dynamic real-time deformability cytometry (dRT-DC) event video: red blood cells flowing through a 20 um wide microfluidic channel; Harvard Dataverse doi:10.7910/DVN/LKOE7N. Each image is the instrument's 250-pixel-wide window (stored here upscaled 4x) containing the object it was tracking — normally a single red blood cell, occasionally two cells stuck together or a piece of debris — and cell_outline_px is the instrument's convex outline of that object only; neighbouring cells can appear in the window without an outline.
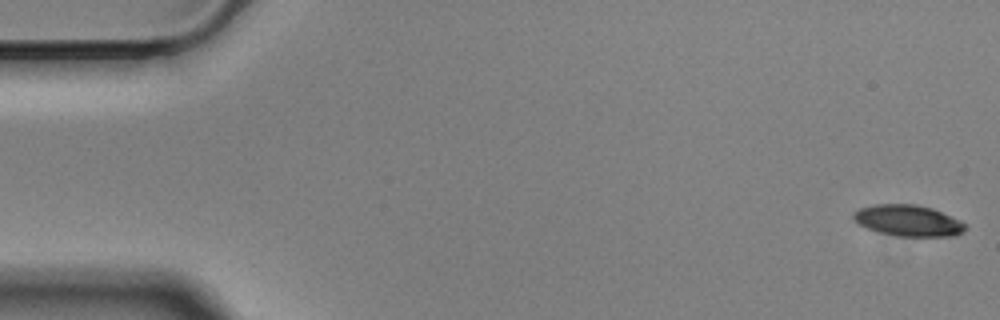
{"species": "Egyptian fruit bat (a non-hibernating species)", "species_latin": "Rousettus aegyptiacus", "temperature_condition": "cold", "stored_images_in_passage": 13, "camera_frame_rate_fps": 3000, "um_per_image_px": 0.085, "animal": {"sex": "male"}, "frame": {"image": 1, "passage_image": 1, "time_ms": 0.0, "image_size_px": [1000, 320], "cell_outline_px": [[964, 228], [960, 232], [952, 236], [900, 236], [880, 232], [868, 228], [860, 224], [852, 216], [852, 212], [860, 208], [876, 204], [916, 204], [932, 208], [960, 220], [964, 224]], "centroid_in_image_um": [77.16, 18.73], "position_along_channel_um": 7.8, "area_um2": 19.94}}